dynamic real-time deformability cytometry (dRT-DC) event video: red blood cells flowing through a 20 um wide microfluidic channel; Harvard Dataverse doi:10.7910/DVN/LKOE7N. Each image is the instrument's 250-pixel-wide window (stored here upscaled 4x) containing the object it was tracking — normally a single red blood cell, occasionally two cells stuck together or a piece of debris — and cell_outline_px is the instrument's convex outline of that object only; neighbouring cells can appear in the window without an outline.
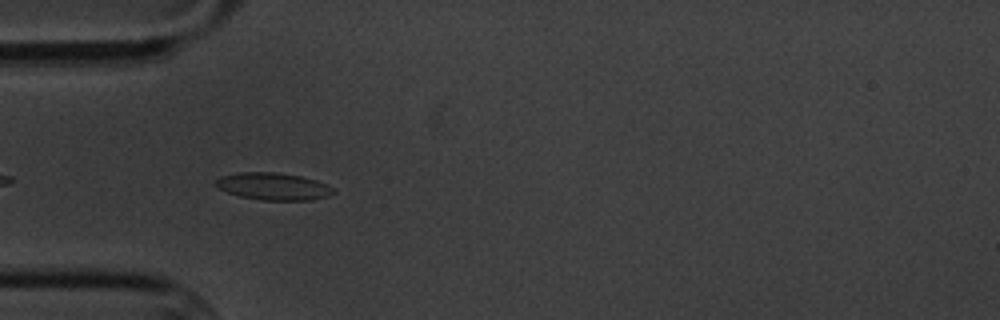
{"species": "common noctule bat (a hibernating species)", "species_latin": "Nyctalus noctula", "temperature_condition": "cold", "stored_images_in_passage": 5, "camera_frame_rate_fps": 3000, "um_per_image_px": 0.085, "animal": {"sex": "male", "body_mass_g": 20.1, "forearm_length_mm": 53.5}, "frame": {"image": 1, "passage_image": 4, "time_ms": 4.333, "image_size_px": [1000, 320], "cell_outline_px": [[336, 192], [328, 196], [312, 200], [260, 200], [240, 196], [228, 192], [220, 188], [216, 184], [216, 180], [220, 176], [236, 172], [276, 172], [300, 176], [316, 180], [336, 188]], "centroid_in_image_um": [23.27, 15.84], "position_along_channel_um": 61.7, "area_um2": 18.73}}
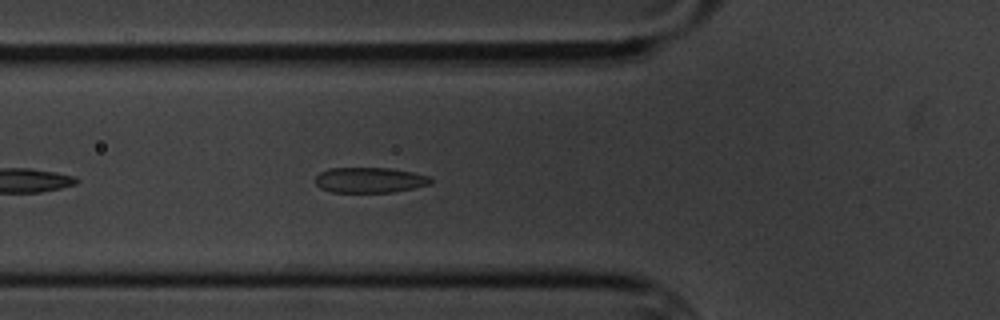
{"frame": {"image": 2, "passage_image": 5, "time_ms": 5.333, "image_size_px": [1000, 320], "cell_outline_px": [[432, 184], [392, 192], [332, 192], [320, 188], [316, 184], [316, 176], [320, 172], [328, 168], [388, 168], [412, 172], [428, 176], [432, 180]], "centroid_in_image_um": [31.41, 15.3], "position_along_channel_um": 94.4, "area_um2": 16.99}}